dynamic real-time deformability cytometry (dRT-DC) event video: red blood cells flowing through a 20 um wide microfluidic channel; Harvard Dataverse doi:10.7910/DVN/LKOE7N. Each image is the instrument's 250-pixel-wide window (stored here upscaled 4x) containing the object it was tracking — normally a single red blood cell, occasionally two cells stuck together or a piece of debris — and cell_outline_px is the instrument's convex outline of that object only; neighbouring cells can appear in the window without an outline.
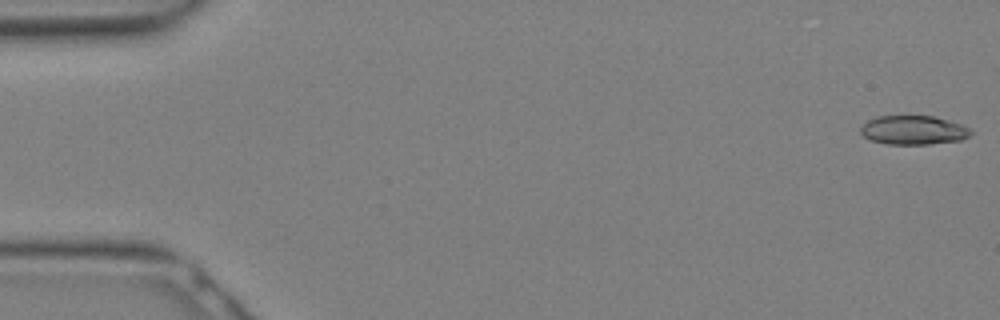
{"species": "Egyptian fruit bat (a non-hibernating species)", "species_latin": "Rousettus aegyptiacus", "temperature_condition": "warm", "stored_images_in_passage": 6, "camera_frame_rate_fps": 3000, "um_per_image_px": 0.085, "animal": {"sex": "female"}, "frame": {"image": 1, "passage_image": 1, "time_ms": 0.0, "image_size_px": [1000, 320], "cell_outline_px": [[972, 132], [968, 136], [960, 140], [928, 144], [884, 144], [872, 140], [864, 136], [860, 132], [860, 128], [868, 120], [876, 116], [932, 116], [948, 120], [960, 124], [968, 128]], "centroid_in_image_um": [77.61, 11.06], "position_along_channel_um": 7.4, "area_um2": 18.44}}